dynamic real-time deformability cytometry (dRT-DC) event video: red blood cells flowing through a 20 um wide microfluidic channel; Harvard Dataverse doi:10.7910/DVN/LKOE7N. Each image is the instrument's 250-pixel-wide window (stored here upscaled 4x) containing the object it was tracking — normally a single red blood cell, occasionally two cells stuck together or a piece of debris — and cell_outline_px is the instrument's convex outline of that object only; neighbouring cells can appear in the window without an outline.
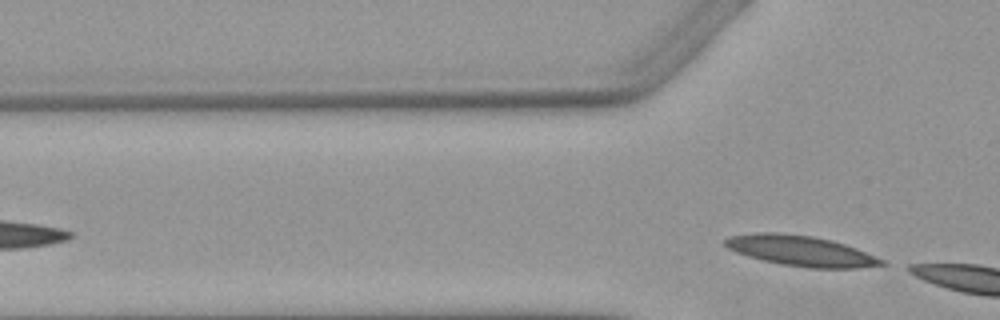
{"species": "Egyptian fruit bat (a non-hibernating species)", "species_latin": "Rousettus aegyptiacus", "temperature_condition": "warm", "stored_images_in_passage": 2, "segment_of_instrument_passage": [2, 2], "camera_frame_rate_fps": 3000, "um_per_image_px": 0.085, "animal": {"sex": "female"}, "frame": {"image": 1, "passage_image": 2, "time_ms": 1.333, "image_size_px": [1000, 320], "cell_outline_px": [[888, 264], [856, 268], [808, 268], [780, 264], [748, 256], [736, 252], [728, 248], [724, 244], [724, 240], [728, 236], [756, 232], [780, 232], [812, 236], [832, 240], [856, 248], [884, 260]], "centroid_in_image_um": [68.05, 21.31], "position_along_channel_um": 57.8, "area_um2": 27.74}}